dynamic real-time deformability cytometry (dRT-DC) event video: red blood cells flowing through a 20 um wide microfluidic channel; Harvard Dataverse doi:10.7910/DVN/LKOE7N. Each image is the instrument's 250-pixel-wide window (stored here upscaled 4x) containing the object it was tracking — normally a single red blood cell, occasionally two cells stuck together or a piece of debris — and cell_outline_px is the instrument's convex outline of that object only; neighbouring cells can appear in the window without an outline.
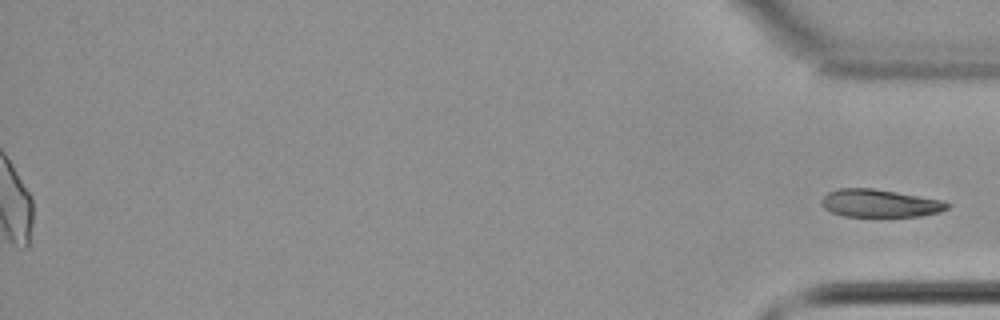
{"species": "common noctule bat (a hibernating species)", "species_latin": "Nyctalus noctula", "temperature_condition": "cold", "stored_images_in_passage": 51, "segment_of_instrument_passage": [2, 2], "camera_frame_rate_fps": 3000, "um_per_image_px": 0.085, "animal": {"sex": "female", "body_mass_g": 22.7, "forearm_length_mm": 54.2}, "frame": {"image": 1, "passage_image": 51, "time_ms": 16.667, "image_size_px": [1000, 320], "cell_outline_px": [[952, 204], [948, 208], [940, 212], [920, 216], [844, 216], [832, 212], [824, 208], [820, 200], [828, 192], [836, 188], [872, 188], [896, 192], [940, 200]], "centroid_in_image_um": [74.76, 17.27], "position_along_channel_um": 360.4, "area_um2": 20.23}}